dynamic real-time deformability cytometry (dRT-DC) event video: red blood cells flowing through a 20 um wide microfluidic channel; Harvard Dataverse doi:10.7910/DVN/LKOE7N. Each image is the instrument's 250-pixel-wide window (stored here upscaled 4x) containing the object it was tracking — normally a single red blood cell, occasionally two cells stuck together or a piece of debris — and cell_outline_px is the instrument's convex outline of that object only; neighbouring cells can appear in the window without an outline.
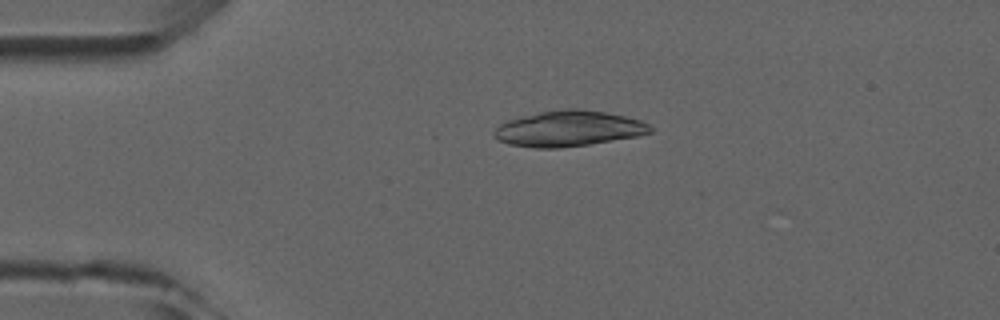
{"species": "common noctule bat (a hibernating species)", "species_latin": "Nyctalus noctula", "temperature_condition": "room temperature", "stored_images_in_passage": 4, "camera_frame_rate_fps": 3000, "um_per_image_px": 0.085, "animal": {"sex": "male", "forearm_length_mm": 52.5}, "frame": {"image": 1, "passage_image": 3, "time_ms": 3.333, "image_size_px": [1000, 320], "cell_outline_px": [[652, 132], [636, 136], [588, 144], [560, 148], [536, 148], [508, 144], [492, 136], [492, 132], [500, 124], [508, 120], [540, 112], [564, 108], [576, 108], [604, 112], [624, 116], [640, 120], [648, 124], [652, 128]], "centroid_in_image_um": [48.3, 10.93], "position_along_channel_um": 36.7, "area_um2": 32.19}}